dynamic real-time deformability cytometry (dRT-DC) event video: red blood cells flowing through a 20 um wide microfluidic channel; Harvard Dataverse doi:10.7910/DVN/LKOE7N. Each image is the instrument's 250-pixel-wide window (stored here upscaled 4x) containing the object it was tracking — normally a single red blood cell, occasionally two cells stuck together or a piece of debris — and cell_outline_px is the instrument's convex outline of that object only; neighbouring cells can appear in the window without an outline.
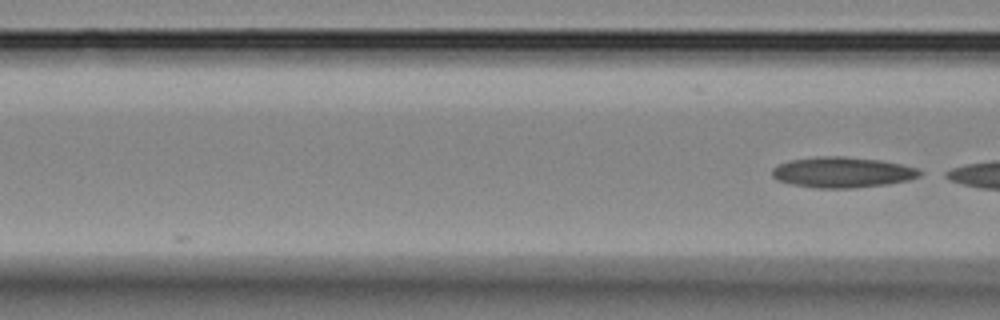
{"species": "Egyptian fruit bat (a non-hibernating species)", "species_latin": "Rousettus aegyptiacus", "temperature_condition": "room temperature", "stored_images_in_passage": 4, "camera_frame_rate_fps": 3000, "um_per_image_px": 0.085, "animal": {"sex": "female"}, "frame": {"image": 1, "passage_image": 4, "time_ms": 3.667, "image_size_px": [1000, 320], "cell_outline_px": [[928, 172], [920, 176], [908, 180], [888, 184], [852, 188], [816, 188], [792, 184], [776, 180], [772, 176], [772, 168], [788, 160], [816, 156], [844, 156], [880, 160], [920, 168]], "centroid_in_image_um": [71.64, 14.64], "position_along_channel_um": 95.0, "area_um2": 26.7}}